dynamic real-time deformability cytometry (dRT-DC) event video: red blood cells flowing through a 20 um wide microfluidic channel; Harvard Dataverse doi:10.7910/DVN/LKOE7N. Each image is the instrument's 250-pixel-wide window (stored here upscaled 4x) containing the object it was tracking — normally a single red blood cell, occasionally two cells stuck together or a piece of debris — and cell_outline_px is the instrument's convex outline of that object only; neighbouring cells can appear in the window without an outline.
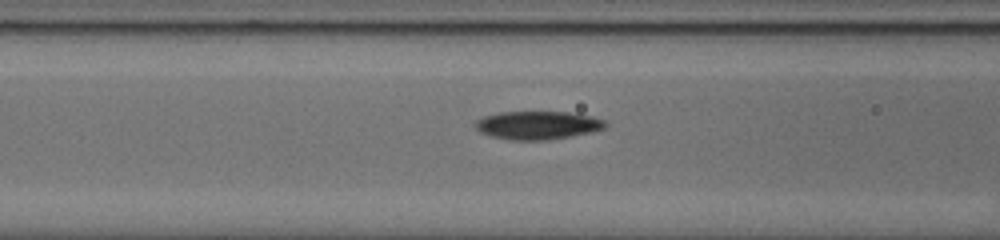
{"species": "common noctule bat (a hibernating species)", "species_latin": "Nyctalus noctula", "temperature_condition": "cold", "stored_images_in_passage": 13, "camera_frame_rate_fps": 3000, "um_per_image_px": 0.085, "animal": {"sex": "male", "body_mass_g": 20.0, "forearm_length_mm": 53.3}, "frame": {"image": 1, "passage_image": 11, "time_ms": 3.333, "image_size_px": [1000, 240], "cell_outline_px": [[608, 124], [604, 128], [592, 132], [544, 140], [512, 140], [492, 136], [480, 132], [476, 128], [476, 120], [484, 116], [500, 112], [568, 112], [592, 116], [604, 120]], "centroid_in_image_um": [45.71, 10.63], "position_along_channel_um": 120.9, "area_um2": 21.21}}